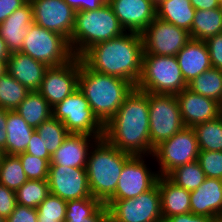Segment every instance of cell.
<instances>
[{
    "label": "cell",
    "mask_w": 222,
    "mask_h": 222,
    "mask_svg": "<svg viewBox=\"0 0 222 222\" xmlns=\"http://www.w3.org/2000/svg\"><path fill=\"white\" fill-rule=\"evenodd\" d=\"M148 93L134 88L104 125L103 138L120 151L152 156Z\"/></svg>",
    "instance_id": "1"
},
{
    "label": "cell",
    "mask_w": 222,
    "mask_h": 222,
    "mask_svg": "<svg viewBox=\"0 0 222 222\" xmlns=\"http://www.w3.org/2000/svg\"><path fill=\"white\" fill-rule=\"evenodd\" d=\"M142 57L141 33L126 31L118 37L94 44L80 59L95 72L123 78L136 86L141 75Z\"/></svg>",
    "instance_id": "2"
},
{
    "label": "cell",
    "mask_w": 222,
    "mask_h": 222,
    "mask_svg": "<svg viewBox=\"0 0 222 222\" xmlns=\"http://www.w3.org/2000/svg\"><path fill=\"white\" fill-rule=\"evenodd\" d=\"M78 88L94 114L105 125L135 86L123 78L95 72L80 59Z\"/></svg>",
    "instance_id": "3"
},
{
    "label": "cell",
    "mask_w": 222,
    "mask_h": 222,
    "mask_svg": "<svg viewBox=\"0 0 222 222\" xmlns=\"http://www.w3.org/2000/svg\"><path fill=\"white\" fill-rule=\"evenodd\" d=\"M131 156L110 145L104 138L92 146L86 165L92 197L105 204L114 195L122 168Z\"/></svg>",
    "instance_id": "4"
},
{
    "label": "cell",
    "mask_w": 222,
    "mask_h": 222,
    "mask_svg": "<svg viewBox=\"0 0 222 222\" xmlns=\"http://www.w3.org/2000/svg\"><path fill=\"white\" fill-rule=\"evenodd\" d=\"M125 32L113 9L106 2L96 10L76 11L69 45L73 55L80 57L94 44L108 41Z\"/></svg>",
    "instance_id": "5"
},
{
    "label": "cell",
    "mask_w": 222,
    "mask_h": 222,
    "mask_svg": "<svg viewBox=\"0 0 222 222\" xmlns=\"http://www.w3.org/2000/svg\"><path fill=\"white\" fill-rule=\"evenodd\" d=\"M135 88L158 94H174L187 88L176 56L143 53L141 75Z\"/></svg>",
    "instance_id": "6"
},
{
    "label": "cell",
    "mask_w": 222,
    "mask_h": 222,
    "mask_svg": "<svg viewBox=\"0 0 222 222\" xmlns=\"http://www.w3.org/2000/svg\"><path fill=\"white\" fill-rule=\"evenodd\" d=\"M19 52L49 67L63 65L74 57L69 41L64 36L34 22L28 27Z\"/></svg>",
    "instance_id": "7"
},
{
    "label": "cell",
    "mask_w": 222,
    "mask_h": 222,
    "mask_svg": "<svg viewBox=\"0 0 222 222\" xmlns=\"http://www.w3.org/2000/svg\"><path fill=\"white\" fill-rule=\"evenodd\" d=\"M52 117L63 122L69 133L103 138L104 124L94 114L79 88L52 107Z\"/></svg>",
    "instance_id": "8"
},
{
    "label": "cell",
    "mask_w": 222,
    "mask_h": 222,
    "mask_svg": "<svg viewBox=\"0 0 222 222\" xmlns=\"http://www.w3.org/2000/svg\"><path fill=\"white\" fill-rule=\"evenodd\" d=\"M148 105L150 141L155 148L185 126L176 95L148 93Z\"/></svg>",
    "instance_id": "9"
},
{
    "label": "cell",
    "mask_w": 222,
    "mask_h": 222,
    "mask_svg": "<svg viewBox=\"0 0 222 222\" xmlns=\"http://www.w3.org/2000/svg\"><path fill=\"white\" fill-rule=\"evenodd\" d=\"M199 147L193 128L184 127L154 148L153 158L159 176H167L176 167L197 160Z\"/></svg>",
    "instance_id": "10"
},
{
    "label": "cell",
    "mask_w": 222,
    "mask_h": 222,
    "mask_svg": "<svg viewBox=\"0 0 222 222\" xmlns=\"http://www.w3.org/2000/svg\"><path fill=\"white\" fill-rule=\"evenodd\" d=\"M154 162L153 156L132 155L124 164L115 193L108 201L136 198L150 190L159 177L157 169L153 168Z\"/></svg>",
    "instance_id": "11"
},
{
    "label": "cell",
    "mask_w": 222,
    "mask_h": 222,
    "mask_svg": "<svg viewBox=\"0 0 222 222\" xmlns=\"http://www.w3.org/2000/svg\"><path fill=\"white\" fill-rule=\"evenodd\" d=\"M110 222H163L158 183L136 198L107 201Z\"/></svg>",
    "instance_id": "12"
},
{
    "label": "cell",
    "mask_w": 222,
    "mask_h": 222,
    "mask_svg": "<svg viewBox=\"0 0 222 222\" xmlns=\"http://www.w3.org/2000/svg\"><path fill=\"white\" fill-rule=\"evenodd\" d=\"M143 53L176 56L191 39L189 32L156 17L141 33Z\"/></svg>",
    "instance_id": "13"
},
{
    "label": "cell",
    "mask_w": 222,
    "mask_h": 222,
    "mask_svg": "<svg viewBox=\"0 0 222 222\" xmlns=\"http://www.w3.org/2000/svg\"><path fill=\"white\" fill-rule=\"evenodd\" d=\"M79 71L80 57L76 56L63 65L49 67L38 92L54 107L78 89Z\"/></svg>",
    "instance_id": "14"
},
{
    "label": "cell",
    "mask_w": 222,
    "mask_h": 222,
    "mask_svg": "<svg viewBox=\"0 0 222 222\" xmlns=\"http://www.w3.org/2000/svg\"><path fill=\"white\" fill-rule=\"evenodd\" d=\"M33 22L64 36L68 41L74 28L76 11L64 0H29Z\"/></svg>",
    "instance_id": "15"
},
{
    "label": "cell",
    "mask_w": 222,
    "mask_h": 222,
    "mask_svg": "<svg viewBox=\"0 0 222 222\" xmlns=\"http://www.w3.org/2000/svg\"><path fill=\"white\" fill-rule=\"evenodd\" d=\"M49 192L63 200H75L92 197L86 168H72L61 165H49Z\"/></svg>",
    "instance_id": "16"
},
{
    "label": "cell",
    "mask_w": 222,
    "mask_h": 222,
    "mask_svg": "<svg viewBox=\"0 0 222 222\" xmlns=\"http://www.w3.org/2000/svg\"><path fill=\"white\" fill-rule=\"evenodd\" d=\"M125 31L142 33L157 17L154 0H108Z\"/></svg>",
    "instance_id": "17"
},
{
    "label": "cell",
    "mask_w": 222,
    "mask_h": 222,
    "mask_svg": "<svg viewBox=\"0 0 222 222\" xmlns=\"http://www.w3.org/2000/svg\"><path fill=\"white\" fill-rule=\"evenodd\" d=\"M176 98L185 127L193 128L222 115V105L219 102L194 93L188 88L179 92Z\"/></svg>",
    "instance_id": "18"
},
{
    "label": "cell",
    "mask_w": 222,
    "mask_h": 222,
    "mask_svg": "<svg viewBox=\"0 0 222 222\" xmlns=\"http://www.w3.org/2000/svg\"><path fill=\"white\" fill-rule=\"evenodd\" d=\"M101 138L87 134H73L64 139L62 145L51 156L50 165L86 168L92 146Z\"/></svg>",
    "instance_id": "19"
},
{
    "label": "cell",
    "mask_w": 222,
    "mask_h": 222,
    "mask_svg": "<svg viewBox=\"0 0 222 222\" xmlns=\"http://www.w3.org/2000/svg\"><path fill=\"white\" fill-rule=\"evenodd\" d=\"M190 193L193 214L222 220V179L206 177L204 182Z\"/></svg>",
    "instance_id": "20"
},
{
    "label": "cell",
    "mask_w": 222,
    "mask_h": 222,
    "mask_svg": "<svg viewBox=\"0 0 222 222\" xmlns=\"http://www.w3.org/2000/svg\"><path fill=\"white\" fill-rule=\"evenodd\" d=\"M49 66L21 52H11L7 72L31 92L38 91Z\"/></svg>",
    "instance_id": "21"
},
{
    "label": "cell",
    "mask_w": 222,
    "mask_h": 222,
    "mask_svg": "<svg viewBox=\"0 0 222 222\" xmlns=\"http://www.w3.org/2000/svg\"><path fill=\"white\" fill-rule=\"evenodd\" d=\"M32 23L33 8L29 1L0 23V36L6 42L10 53L21 50L28 27Z\"/></svg>",
    "instance_id": "22"
},
{
    "label": "cell",
    "mask_w": 222,
    "mask_h": 222,
    "mask_svg": "<svg viewBox=\"0 0 222 222\" xmlns=\"http://www.w3.org/2000/svg\"><path fill=\"white\" fill-rule=\"evenodd\" d=\"M176 58L186 84L212 68L207 46L201 40L190 39L177 53Z\"/></svg>",
    "instance_id": "23"
},
{
    "label": "cell",
    "mask_w": 222,
    "mask_h": 222,
    "mask_svg": "<svg viewBox=\"0 0 222 222\" xmlns=\"http://www.w3.org/2000/svg\"><path fill=\"white\" fill-rule=\"evenodd\" d=\"M157 183L163 222L171 216L191 212L190 191L177 186L167 176H159Z\"/></svg>",
    "instance_id": "24"
},
{
    "label": "cell",
    "mask_w": 222,
    "mask_h": 222,
    "mask_svg": "<svg viewBox=\"0 0 222 222\" xmlns=\"http://www.w3.org/2000/svg\"><path fill=\"white\" fill-rule=\"evenodd\" d=\"M64 222H110V213L108 207L94 197L68 200Z\"/></svg>",
    "instance_id": "25"
},
{
    "label": "cell",
    "mask_w": 222,
    "mask_h": 222,
    "mask_svg": "<svg viewBox=\"0 0 222 222\" xmlns=\"http://www.w3.org/2000/svg\"><path fill=\"white\" fill-rule=\"evenodd\" d=\"M5 130L7 140L4 154L18 155L26 151L35 128L28 125L15 110H8Z\"/></svg>",
    "instance_id": "26"
},
{
    "label": "cell",
    "mask_w": 222,
    "mask_h": 222,
    "mask_svg": "<svg viewBox=\"0 0 222 222\" xmlns=\"http://www.w3.org/2000/svg\"><path fill=\"white\" fill-rule=\"evenodd\" d=\"M157 17L190 33L196 9L190 0H159Z\"/></svg>",
    "instance_id": "27"
},
{
    "label": "cell",
    "mask_w": 222,
    "mask_h": 222,
    "mask_svg": "<svg viewBox=\"0 0 222 222\" xmlns=\"http://www.w3.org/2000/svg\"><path fill=\"white\" fill-rule=\"evenodd\" d=\"M15 111L33 128L52 117V107L38 92H30Z\"/></svg>",
    "instance_id": "28"
},
{
    "label": "cell",
    "mask_w": 222,
    "mask_h": 222,
    "mask_svg": "<svg viewBox=\"0 0 222 222\" xmlns=\"http://www.w3.org/2000/svg\"><path fill=\"white\" fill-rule=\"evenodd\" d=\"M222 33L221 8L196 10L190 30V38L205 41Z\"/></svg>",
    "instance_id": "29"
},
{
    "label": "cell",
    "mask_w": 222,
    "mask_h": 222,
    "mask_svg": "<svg viewBox=\"0 0 222 222\" xmlns=\"http://www.w3.org/2000/svg\"><path fill=\"white\" fill-rule=\"evenodd\" d=\"M187 88L222 105V70L210 68L187 84Z\"/></svg>",
    "instance_id": "30"
},
{
    "label": "cell",
    "mask_w": 222,
    "mask_h": 222,
    "mask_svg": "<svg viewBox=\"0 0 222 222\" xmlns=\"http://www.w3.org/2000/svg\"><path fill=\"white\" fill-rule=\"evenodd\" d=\"M199 151H222V115L193 127Z\"/></svg>",
    "instance_id": "31"
},
{
    "label": "cell",
    "mask_w": 222,
    "mask_h": 222,
    "mask_svg": "<svg viewBox=\"0 0 222 222\" xmlns=\"http://www.w3.org/2000/svg\"><path fill=\"white\" fill-rule=\"evenodd\" d=\"M27 180L19 157L17 155L1 154L0 184L16 191Z\"/></svg>",
    "instance_id": "32"
},
{
    "label": "cell",
    "mask_w": 222,
    "mask_h": 222,
    "mask_svg": "<svg viewBox=\"0 0 222 222\" xmlns=\"http://www.w3.org/2000/svg\"><path fill=\"white\" fill-rule=\"evenodd\" d=\"M30 92L8 72L0 76V108L15 110Z\"/></svg>",
    "instance_id": "33"
},
{
    "label": "cell",
    "mask_w": 222,
    "mask_h": 222,
    "mask_svg": "<svg viewBox=\"0 0 222 222\" xmlns=\"http://www.w3.org/2000/svg\"><path fill=\"white\" fill-rule=\"evenodd\" d=\"M167 177L177 186L190 192L196 190L206 178L197 160L176 167Z\"/></svg>",
    "instance_id": "34"
},
{
    "label": "cell",
    "mask_w": 222,
    "mask_h": 222,
    "mask_svg": "<svg viewBox=\"0 0 222 222\" xmlns=\"http://www.w3.org/2000/svg\"><path fill=\"white\" fill-rule=\"evenodd\" d=\"M17 204L37 208L50 194L47 180H27L16 191Z\"/></svg>",
    "instance_id": "35"
},
{
    "label": "cell",
    "mask_w": 222,
    "mask_h": 222,
    "mask_svg": "<svg viewBox=\"0 0 222 222\" xmlns=\"http://www.w3.org/2000/svg\"><path fill=\"white\" fill-rule=\"evenodd\" d=\"M44 148L52 156L55 151L62 145L64 139L69 135L63 122L53 117L42 122L37 128Z\"/></svg>",
    "instance_id": "36"
},
{
    "label": "cell",
    "mask_w": 222,
    "mask_h": 222,
    "mask_svg": "<svg viewBox=\"0 0 222 222\" xmlns=\"http://www.w3.org/2000/svg\"><path fill=\"white\" fill-rule=\"evenodd\" d=\"M67 201L49 194L37 207L38 222H64Z\"/></svg>",
    "instance_id": "37"
},
{
    "label": "cell",
    "mask_w": 222,
    "mask_h": 222,
    "mask_svg": "<svg viewBox=\"0 0 222 222\" xmlns=\"http://www.w3.org/2000/svg\"><path fill=\"white\" fill-rule=\"evenodd\" d=\"M28 180H47L50 163L43 158H37L28 153L17 155Z\"/></svg>",
    "instance_id": "38"
},
{
    "label": "cell",
    "mask_w": 222,
    "mask_h": 222,
    "mask_svg": "<svg viewBox=\"0 0 222 222\" xmlns=\"http://www.w3.org/2000/svg\"><path fill=\"white\" fill-rule=\"evenodd\" d=\"M197 161L207 178L222 179V151H199Z\"/></svg>",
    "instance_id": "39"
},
{
    "label": "cell",
    "mask_w": 222,
    "mask_h": 222,
    "mask_svg": "<svg viewBox=\"0 0 222 222\" xmlns=\"http://www.w3.org/2000/svg\"><path fill=\"white\" fill-rule=\"evenodd\" d=\"M204 42L210 55L212 67L222 70V33L210 37Z\"/></svg>",
    "instance_id": "40"
},
{
    "label": "cell",
    "mask_w": 222,
    "mask_h": 222,
    "mask_svg": "<svg viewBox=\"0 0 222 222\" xmlns=\"http://www.w3.org/2000/svg\"><path fill=\"white\" fill-rule=\"evenodd\" d=\"M16 205V192L0 184V216L8 218Z\"/></svg>",
    "instance_id": "41"
},
{
    "label": "cell",
    "mask_w": 222,
    "mask_h": 222,
    "mask_svg": "<svg viewBox=\"0 0 222 222\" xmlns=\"http://www.w3.org/2000/svg\"><path fill=\"white\" fill-rule=\"evenodd\" d=\"M6 222H38L37 208L17 204Z\"/></svg>",
    "instance_id": "42"
},
{
    "label": "cell",
    "mask_w": 222,
    "mask_h": 222,
    "mask_svg": "<svg viewBox=\"0 0 222 222\" xmlns=\"http://www.w3.org/2000/svg\"><path fill=\"white\" fill-rule=\"evenodd\" d=\"M25 153L33 155L37 158L46 159L50 163L51 155L49 154L47 149L44 148V145L42 143V139L40 138L36 129L32 133L31 139L28 143V147H27Z\"/></svg>",
    "instance_id": "43"
},
{
    "label": "cell",
    "mask_w": 222,
    "mask_h": 222,
    "mask_svg": "<svg viewBox=\"0 0 222 222\" xmlns=\"http://www.w3.org/2000/svg\"><path fill=\"white\" fill-rule=\"evenodd\" d=\"M27 2L28 0H0V23Z\"/></svg>",
    "instance_id": "44"
},
{
    "label": "cell",
    "mask_w": 222,
    "mask_h": 222,
    "mask_svg": "<svg viewBox=\"0 0 222 222\" xmlns=\"http://www.w3.org/2000/svg\"><path fill=\"white\" fill-rule=\"evenodd\" d=\"M75 11L96 10L108 0H64Z\"/></svg>",
    "instance_id": "45"
},
{
    "label": "cell",
    "mask_w": 222,
    "mask_h": 222,
    "mask_svg": "<svg viewBox=\"0 0 222 222\" xmlns=\"http://www.w3.org/2000/svg\"><path fill=\"white\" fill-rule=\"evenodd\" d=\"M219 219L207 216L195 215L192 212L174 215L167 218L164 222H218Z\"/></svg>",
    "instance_id": "46"
},
{
    "label": "cell",
    "mask_w": 222,
    "mask_h": 222,
    "mask_svg": "<svg viewBox=\"0 0 222 222\" xmlns=\"http://www.w3.org/2000/svg\"><path fill=\"white\" fill-rule=\"evenodd\" d=\"M8 110L0 108V152L5 153V145L7 140L6 122Z\"/></svg>",
    "instance_id": "47"
},
{
    "label": "cell",
    "mask_w": 222,
    "mask_h": 222,
    "mask_svg": "<svg viewBox=\"0 0 222 222\" xmlns=\"http://www.w3.org/2000/svg\"><path fill=\"white\" fill-rule=\"evenodd\" d=\"M196 10H210L220 8L218 0H190Z\"/></svg>",
    "instance_id": "48"
},
{
    "label": "cell",
    "mask_w": 222,
    "mask_h": 222,
    "mask_svg": "<svg viewBox=\"0 0 222 222\" xmlns=\"http://www.w3.org/2000/svg\"><path fill=\"white\" fill-rule=\"evenodd\" d=\"M10 56V51L6 46V42L0 36V60H7Z\"/></svg>",
    "instance_id": "49"
},
{
    "label": "cell",
    "mask_w": 222,
    "mask_h": 222,
    "mask_svg": "<svg viewBox=\"0 0 222 222\" xmlns=\"http://www.w3.org/2000/svg\"><path fill=\"white\" fill-rule=\"evenodd\" d=\"M7 72V60H0V76Z\"/></svg>",
    "instance_id": "50"
},
{
    "label": "cell",
    "mask_w": 222,
    "mask_h": 222,
    "mask_svg": "<svg viewBox=\"0 0 222 222\" xmlns=\"http://www.w3.org/2000/svg\"><path fill=\"white\" fill-rule=\"evenodd\" d=\"M0 222H6V218H5V217L0 216Z\"/></svg>",
    "instance_id": "51"
}]
</instances>
